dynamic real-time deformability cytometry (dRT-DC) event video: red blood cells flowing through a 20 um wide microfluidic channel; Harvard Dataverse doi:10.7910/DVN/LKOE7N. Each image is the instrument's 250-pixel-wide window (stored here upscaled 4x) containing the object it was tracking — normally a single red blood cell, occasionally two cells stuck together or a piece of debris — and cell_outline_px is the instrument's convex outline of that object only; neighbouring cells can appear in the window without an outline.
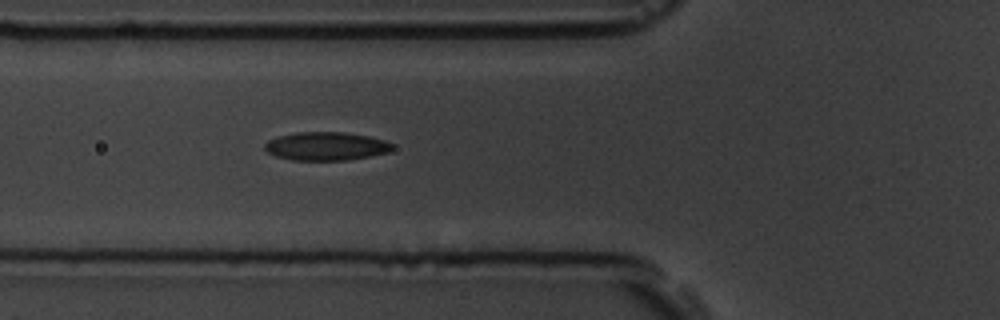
{"species": "common noctule bat (a hibernating species)", "species_latin": "Nyctalus noctula", "temperature_condition": "room temperature", "stored_images_in_passage": 4, "segment_of_instrument_passage": [1, 2], "camera_frame_rate_fps": 3000, "um_per_image_px": 0.085, "animal": {"sex": "male", "body_mass_g": 19.5, "forearm_length_mm": 54.6}, "frame": {"image": 1, "passage_image": 3, "time_ms": 2.0, "image_size_px": [1000, 320], "cell_outline_px": [[392, 148], [388, 152], [368, 156], [344, 160], [292, 160], [276, 156], [268, 152], [264, 148], [264, 144], [268, 140], [276, 136], [296, 132], [344, 132], [368, 136], [384, 140], [392, 144]], "centroid_in_image_um": [27.66, 12.42], "position_along_channel_um": 98.1, "area_um2": 20.98}}